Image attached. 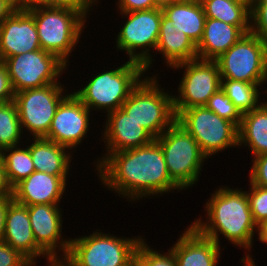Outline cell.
<instances>
[{"mask_svg":"<svg viewBox=\"0 0 267 266\" xmlns=\"http://www.w3.org/2000/svg\"><path fill=\"white\" fill-rule=\"evenodd\" d=\"M127 266H137V263H136L135 259Z\"/></svg>","mask_w":267,"mask_h":266,"instance_id":"cell-49","label":"cell"},{"mask_svg":"<svg viewBox=\"0 0 267 266\" xmlns=\"http://www.w3.org/2000/svg\"><path fill=\"white\" fill-rule=\"evenodd\" d=\"M233 1L243 4H252V0H233Z\"/></svg>","mask_w":267,"mask_h":266,"instance_id":"cell-45","label":"cell"},{"mask_svg":"<svg viewBox=\"0 0 267 266\" xmlns=\"http://www.w3.org/2000/svg\"><path fill=\"white\" fill-rule=\"evenodd\" d=\"M244 33L234 25L217 19L206 18L202 39L197 45L199 59L216 60L233 46Z\"/></svg>","mask_w":267,"mask_h":266,"instance_id":"cell-23","label":"cell"},{"mask_svg":"<svg viewBox=\"0 0 267 266\" xmlns=\"http://www.w3.org/2000/svg\"><path fill=\"white\" fill-rule=\"evenodd\" d=\"M175 2H178V0H154L155 7L159 9H163Z\"/></svg>","mask_w":267,"mask_h":266,"instance_id":"cell-43","label":"cell"},{"mask_svg":"<svg viewBox=\"0 0 267 266\" xmlns=\"http://www.w3.org/2000/svg\"><path fill=\"white\" fill-rule=\"evenodd\" d=\"M161 252L152 248L143 239L136 250L134 259L137 266H177L170 249L163 254Z\"/></svg>","mask_w":267,"mask_h":266,"instance_id":"cell-30","label":"cell"},{"mask_svg":"<svg viewBox=\"0 0 267 266\" xmlns=\"http://www.w3.org/2000/svg\"><path fill=\"white\" fill-rule=\"evenodd\" d=\"M156 140L171 179L182 190L194 186L200 180L204 161L208 160L196 140L176 121Z\"/></svg>","mask_w":267,"mask_h":266,"instance_id":"cell-7","label":"cell"},{"mask_svg":"<svg viewBox=\"0 0 267 266\" xmlns=\"http://www.w3.org/2000/svg\"><path fill=\"white\" fill-rule=\"evenodd\" d=\"M3 165L5 176L11 188L21 180L29 177L34 171V164L30 155L29 146L7 147L3 150Z\"/></svg>","mask_w":267,"mask_h":266,"instance_id":"cell-28","label":"cell"},{"mask_svg":"<svg viewBox=\"0 0 267 266\" xmlns=\"http://www.w3.org/2000/svg\"><path fill=\"white\" fill-rule=\"evenodd\" d=\"M248 148L256 157L267 153V105L262 102L256 109L242 114L238 127V146Z\"/></svg>","mask_w":267,"mask_h":266,"instance_id":"cell-24","label":"cell"},{"mask_svg":"<svg viewBox=\"0 0 267 266\" xmlns=\"http://www.w3.org/2000/svg\"><path fill=\"white\" fill-rule=\"evenodd\" d=\"M176 122L196 140L209 159L218 152L238 148V126L205 106L182 110Z\"/></svg>","mask_w":267,"mask_h":266,"instance_id":"cell-9","label":"cell"},{"mask_svg":"<svg viewBox=\"0 0 267 266\" xmlns=\"http://www.w3.org/2000/svg\"><path fill=\"white\" fill-rule=\"evenodd\" d=\"M103 125L102 136L104 143H106L105 154L103 157L97 158L95 164L97 165L102 158L109 153H116L119 151L137 148L140 146L151 143L155 138L144 128L130 118L127 113L122 109L118 108L115 111L108 113Z\"/></svg>","mask_w":267,"mask_h":266,"instance_id":"cell-16","label":"cell"},{"mask_svg":"<svg viewBox=\"0 0 267 266\" xmlns=\"http://www.w3.org/2000/svg\"><path fill=\"white\" fill-rule=\"evenodd\" d=\"M3 242L18 250L34 266L37 263L35 259H39L40 256L46 258L49 264L54 262L36 244L27 206L19 204L14 200L9 204L6 213Z\"/></svg>","mask_w":267,"mask_h":266,"instance_id":"cell-18","label":"cell"},{"mask_svg":"<svg viewBox=\"0 0 267 266\" xmlns=\"http://www.w3.org/2000/svg\"><path fill=\"white\" fill-rule=\"evenodd\" d=\"M205 202L206 220L201 217L192 222V226L204 237L214 240L221 246L220 235L238 248L248 252L242 259H252L253 240L256 233L259 239L260 229L254 223L246 191L241 188L220 186ZM220 233V234H219Z\"/></svg>","mask_w":267,"mask_h":266,"instance_id":"cell-2","label":"cell"},{"mask_svg":"<svg viewBox=\"0 0 267 266\" xmlns=\"http://www.w3.org/2000/svg\"><path fill=\"white\" fill-rule=\"evenodd\" d=\"M252 4L233 0H203L206 18L217 19L237 26L244 34L250 33V8Z\"/></svg>","mask_w":267,"mask_h":266,"instance_id":"cell-26","label":"cell"},{"mask_svg":"<svg viewBox=\"0 0 267 266\" xmlns=\"http://www.w3.org/2000/svg\"><path fill=\"white\" fill-rule=\"evenodd\" d=\"M41 49L33 15L17 8L0 25V61Z\"/></svg>","mask_w":267,"mask_h":266,"instance_id":"cell-17","label":"cell"},{"mask_svg":"<svg viewBox=\"0 0 267 266\" xmlns=\"http://www.w3.org/2000/svg\"><path fill=\"white\" fill-rule=\"evenodd\" d=\"M161 53L166 67L198 58L197 46L178 28L172 25V20L162 14L158 44L155 49Z\"/></svg>","mask_w":267,"mask_h":266,"instance_id":"cell-21","label":"cell"},{"mask_svg":"<svg viewBox=\"0 0 267 266\" xmlns=\"http://www.w3.org/2000/svg\"><path fill=\"white\" fill-rule=\"evenodd\" d=\"M215 61L221 79L266 84L267 41L259 36L244 34Z\"/></svg>","mask_w":267,"mask_h":266,"instance_id":"cell-10","label":"cell"},{"mask_svg":"<svg viewBox=\"0 0 267 266\" xmlns=\"http://www.w3.org/2000/svg\"><path fill=\"white\" fill-rule=\"evenodd\" d=\"M12 201V195H0V241H3L6 213L8 210V206Z\"/></svg>","mask_w":267,"mask_h":266,"instance_id":"cell-39","label":"cell"},{"mask_svg":"<svg viewBox=\"0 0 267 266\" xmlns=\"http://www.w3.org/2000/svg\"><path fill=\"white\" fill-rule=\"evenodd\" d=\"M172 25L183 31L197 46L202 39L206 15L202 3L178 1L162 9Z\"/></svg>","mask_w":267,"mask_h":266,"instance_id":"cell-25","label":"cell"},{"mask_svg":"<svg viewBox=\"0 0 267 266\" xmlns=\"http://www.w3.org/2000/svg\"><path fill=\"white\" fill-rule=\"evenodd\" d=\"M99 3V0H50L51 7H67L77 10L86 19L89 18L93 5Z\"/></svg>","mask_w":267,"mask_h":266,"instance_id":"cell-36","label":"cell"},{"mask_svg":"<svg viewBox=\"0 0 267 266\" xmlns=\"http://www.w3.org/2000/svg\"><path fill=\"white\" fill-rule=\"evenodd\" d=\"M32 142L29 151L35 171L68 177L73 153L69 148L45 138H32Z\"/></svg>","mask_w":267,"mask_h":266,"instance_id":"cell-22","label":"cell"},{"mask_svg":"<svg viewBox=\"0 0 267 266\" xmlns=\"http://www.w3.org/2000/svg\"><path fill=\"white\" fill-rule=\"evenodd\" d=\"M17 9V0H0V25Z\"/></svg>","mask_w":267,"mask_h":266,"instance_id":"cell-40","label":"cell"},{"mask_svg":"<svg viewBox=\"0 0 267 266\" xmlns=\"http://www.w3.org/2000/svg\"><path fill=\"white\" fill-rule=\"evenodd\" d=\"M184 69L173 95V108L177 116L182 110L205 106L208 99L221 88V77L215 60L194 59L175 65L171 69ZM179 94V95H178Z\"/></svg>","mask_w":267,"mask_h":266,"instance_id":"cell-13","label":"cell"},{"mask_svg":"<svg viewBox=\"0 0 267 266\" xmlns=\"http://www.w3.org/2000/svg\"><path fill=\"white\" fill-rule=\"evenodd\" d=\"M264 83H247L244 81L221 79L222 91L231 99L241 114L256 109L262 101L259 90Z\"/></svg>","mask_w":267,"mask_h":266,"instance_id":"cell-27","label":"cell"},{"mask_svg":"<svg viewBox=\"0 0 267 266\" xmlns=\"http://www.w3.org/2000/svg\"><path fill=\"white\" fill-rule=\"evenodd\" d=\"M265 82L267 83V76H266V81ZM263 102L267 105V101L265 102V100H263Z\"/></svg>","mask_w":267,"mask_h":266,"instance_id":"cell-50","label":"cell"},{"mask_svg":"<svg viewBox=\"0 0 267 266\" xmlns=\"http://www.w3.org/2000/svg\"><path fill=\"white\" fill-rule=\"evenodd\" d=\"M0 195H12V188L7 182L4 166H0Z\"/></svg>","mask_w":267,"mask_h":266,"instance_id":"cell-42","label":"cell"},{"mask_svg":"<svg viewBox=\"0 0 267 266\" xmlns=\"http://www.w3.org/2000/svg\"><path fill=\"white\" fill-rule=\"evenodd\" d=\"M95 230L90 235L70 239L65 266H127L135 257L143 237H118Z\"/></svg>","mask_w":267,"mask_h":266,"instance_id":"cell-4","label":"cell"},{"mask_svg":"<svg viewBox=\"0 0 267 266\" xmlns=\"http://www.w3.org/2000/svg\"><path fill=\"white\" fill-rule=\"evenodd\" d=\"M95 167L102 187L132 203L182 190L169 176L156 139L144 146L109 153Z\"/></svg>","mask_w":267,"mask_h":266,"instance_id":"cell-1","label":"cell"},{"mask_svg":"<svg viewBox=\"0 0 267 266\" xmlns=\"http://www.w3.org/2000/svg\"><path fill=\"white\" fill-rule=\"evenodd\" d=\"M163 11L159 8L120 12L127 19L116 37V49L126 52L130 61L141 63L145 72L153 66ZM153 57V58H152Z\"/></svg>","mask_w":267,"mask_h":266,"instance_id":"cell-8","label":"cell"},{"mask_svg":"<svg viewBox=\"0 0 267 266\" xmlns=\"http://www.w3.org/2000/svg\"><path fill=\"white\" fill-rule=\"evenodd\" d=\"M3 148L0 147V166H4L3 165Z\"/></svg>","mask_w":267,"mask_h":266,"instance_id":"cell-46","label":"cell"},{"mask_svg":"<svg viewBox=\"0 0 267 266\" xmlns=\"http://www.w3.org/2000/svg\"><path fill=\"white\" fill-rule=\"evenodd\" d=\"M48 266H65L62 262H53L51 264H47Z\"/></svg>","mask_w":267,"mask_h":266,"instance_id":"cell-47","label":"cell"},{"mask_svg":"<svg viewBox=\"0 0 267 266\" xmlns=\"http://www.w3.org/2000/svg\"><path fill=\"white\" fill-rule=\"evenodd\" d=\"M144 74L147 73L141 63L128 60L118 68L96 73L82 89L73 93L90 111L98 110L107 115L121 108Z\"/></svg>","mask_w":267,"mask_h":266,"instance_id":"cell-3","label":"cell"},{"mask_svg":"<svg viewBox=\"0 0 267 266\" xmlns=\"http://www.w3.org/2000/svg\"><path fill=\"white\" fill-rule=\"evenodd\" d=\"M252 158L249 183L267 188V153Z\"/></svg>","mask_w":267,"mask_h":266,"instance_id":"cell-34","label":"cell"},{"mask_svg":"<svg viewBox=\"0 0 267 266\" xmlns=\"http://www.w3.org/2000/svg\"><path fill=\"white\" fill-rule=\"evenodd\" d=\"M178 1L202 3L203 0H178Z\"/></svg>","mask_w":267,"mask_h":266,"instance_id":"cell-48","label":"cell"},{"mask_svg":"<svg viewBox=\"0 0 267 266\" xmlns=\"http://www.w3.org/2000/svg\"><path fill=\"white\" fill-rule=\"evenodd\" d=\"M90 113L73 92L69 93L60 102L45 139L65 146L71 152L75 147L76 150L90 130Z\"/></svg>","mask_w":267,"mask_h":266,"instance_id":"cell-14","label":"cell"},{"mask_svg":"<svg viewBox=\"0 0 267 266\" xmlns=\"http://www.w3.org/2000/svg\"><path fill=\"white\" fill-rule=\"evenodd\" d=\"M27 10L34 17L41 49L56 55L68 66L87 19L67 7L35 6Z\"/></svg>","mask_w":267,"mask_h":266,"instance_id":"cell-5","label":"cell"},{"mask_svg":"<svg viewBox=\"0 0 267 266\" xmlns=\"http://www.w3.org/2000/svg\"><path fill=\"white\" fill-rule=\"evenodd\" d=\"M27 208L36 244L54 262H61L68 254L70 239L62 235L63 210L60 204H37Z\"/></svg>","mask_w":267,"mask_h":266,"instance_id":"cell-15","label":"cell"},{"mask_svg":"<svg viewBox=\"0 0 267 266\" xmlns=\"http://www.w3.org/2000/svg\"><path fill=\"white\" fill-rule=\"evenodd\" d=\"M22 132L18 109L14 101L0 104V147H15L21 145Z\"/></svg>","mask_w":267,"mask_h":266,"instance_id":"cell-29","label":"cell"},{"mask_svg":"<svg viewBox=\"0 0 267 266\" xmlns=\"http://www.w3.org/2000/svg\"><path fill=\"white\" fill-rule=\"evenodd\" d=\"M67 180V177L34 171L12 188L13 200L25 206L60 204L66 192Z\"/></svg>","mask_w":267,"mask_h":266,"instance_id":"cell-19","label":"cell"},{"mask_svg":"<svg viewBox=\"0 0 267 266\" xmlns=\"http://www.w3.org/2000/svg\"><path fill=\"white\" fill-rule=\"evenodd\" d=\"M170 246L177 266H217L221 247L202 236L192 225L182 232L177 242Z\"/></svg>","mask_w":267,"mask_h":266,"instance_id":"cell-20","label":"cell"},{"mask_svg":"<svg viewBox=\"0 0 267 266\" xmlns=\"http://www.w3.org/2000/svg\"><path fill=\"white\" fill-rule=\"evenodd\" d=\"M118 12H133L154 9V0H117Z\"/></svg>","mask_w":267,"mask_h":266,"instance_id":"cell-38","label":"cell"},{"mask_svg":"<svg viewBox=\"0 0 267 266\" xmlns=\"http://www.w3.org/2000/svg\"><path fill=\"white\" fill-rule=\"evenodd\" d=\"M35 6H50V0H17L19 9H29Z\"/></svg>","mask_w":267,"mask_h":266,"instance_id":"cell-41","label":"cell"},{"mask_svg":"<svg viewBox=\"0 0 267 266\" xmlns=\"http://www.w3.org/2000/svg\"><path fill=\"white\" fill-rule=\"evenodd\" d=\"M259 241L267 245V223L260 228Z\"/></svg>","mask_w":267,"mask_h":266,"instance_id":"cell-44","label":"cell"},{"mask_svg":"<svg viewBox=\"0 0 267 266\" xmlns=\"http://www.w3.org/2000/svg\"><path fill=\"white\" fill-rule=\"evenodd\" d=\"M2 62L14 93L61 83V74L68 68L56 55L42 49L8 57Z\"/></svg>","mask_w":267,"mask_h":266,"instance_id":"cell-12","label":"cell"},{"mask_svg":"<svg viewBox=\"0 0 267 266\" xmlns=\"http://www.w3.org/2000/svg\"><path fill=\"white\" fill-rule=\"evenodd\" d=\"M14 91L5 64L0 61V104L14 101Z\"/></svg>","mask_w":267,"mask_h":266,"instance_id":"cell-37","label":"cell"},{"mask_svg":"<svg viewBox=\"0 0 267 266\" xmlns=\"http://www.w3.org/2000/svg\"><path fill=\"white\" fill-rule=\"evenodd\" d=\"M0 266H34L18 250L0 241Z\"/></svg>","mask_w":267,"mask_h":266,"instance_id":"cell-35","label":"cell"},{"mask_svg":"<svg viewBox=\"0 0 267 266\" xmlns=\"http://www.w3.org/2000/svg\"><path fill=\"white\" fill-rule=\"evenodd\" d=\"M205 107L218 116L235 123L238 127L240 126L242 114L221 88L208 99Z\"/></svg>","mask_w":267,"mask_h":266,"instance_id":"cell-31","label":"cell"},{"mask_svg":"<svg viewBox=\"0 0 267 266\" xmlns=\"http://www.w3.org/2000/svg\"><path fill=\"white\" fill-rule=\"evenodd\" d=\"M246 195L254 223L260 229L267 223V188L250 183Z\"/></svg>","mask_w":267,"mask_h":266,"instance_id":"cell-32","label":"cell"},{"mask_svg":"<svg viewBox=\"0 0 267 266\" xmlns=\"http://www.w3.org/2000/svg\"><path fill=\"white\" fill-rule=\"evenodd\" d=\"M64 86L62 83H55L15 93L14 102L22 132L27 130L32 135L31 138L47 136L60 102L71 93L65 94L67 90H64Z\"/></svg>","mask_w":267,"mask_h":266,"instance_id":"cell-11","label":"cell"},{"mask_svg":"<svg viewBox=\"0 0 267 266\" xmlns=\"http://www.w3.org/2000/svg\"><path fill=\"white\" fill-rule=\"evenodd\" d=\"M250 33L267 41V0H252Z\"/></svg>","mask_w":267,"mask_h":266,"instance_id":"cell-33","label":"cell"},{"mask_svg":"<svg viewBox=\"0 0 267 266\" xmlns=\"http://www.w3.org/2000/svg\"><path fill=\"white\" fill-rule=\"evenodd\" d=\"M151 76L142 78L121 108L156 139L176 121V115L173 95L161 88L158 74Z\"/></svg>","mask_w":267,"mask_h":266,"instance_id":"cell-6","label":"cell"}]
</instances>
